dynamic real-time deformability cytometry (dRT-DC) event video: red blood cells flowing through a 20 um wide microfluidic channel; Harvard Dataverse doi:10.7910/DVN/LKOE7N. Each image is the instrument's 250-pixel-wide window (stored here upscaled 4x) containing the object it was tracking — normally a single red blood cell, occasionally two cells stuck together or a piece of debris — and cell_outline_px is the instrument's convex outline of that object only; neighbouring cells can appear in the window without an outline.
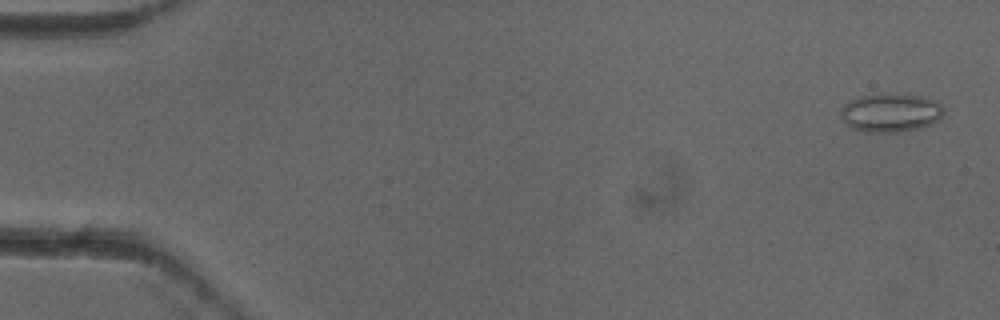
{"species": "common noctule bat (a hibernating species)", "species_latin": "Nyctalus noctula", "temperature_condition": "cold", "stored_images_in_passage": 5, "camera_frame_rate_fps": 3000, "um_per_image_px": 0.085, "animal": {"sex": "female"}, "frame": {"image": 1, "passage_image": 1, "time_ms": 0.0, "image_size_px": [1000, 320], "cell_outline_px": [[944, 112], [940, 120], [920, 128], [896, 132], [864, 132], [852, 128], [844, 120], [840, 112], [840, 108], [848, 100], [860, 96], [892, 92], [924, 96], [936, 100], [944, 108]], "centroid_in_image_um": [75.73, 9.55], "position_along_channel_um": 9.3, "area_um2": 23.64}}
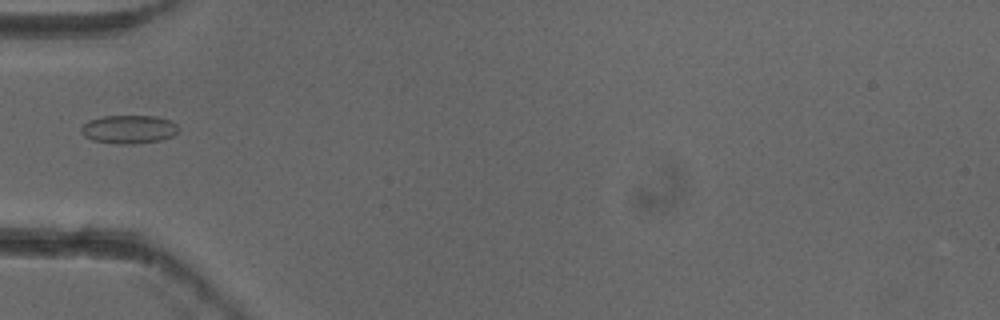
{"frame": {"image": 2, "passage_image": 5, "time_ms": 1.333, "image_size_px": [1000, 320], "cell_outline_px": [[180, 128], [172, 136], [160, 140], [132, 144], [120, 144], [92, 140], [84, 136], [80, 132], [80, 128], [88, 120], [104, 116], [156, 116], [168, 120], [176, 124]], "centroid_in_image_um": [10.92, 10.99], "position_along_channel_um": 74.1, "area_um2": 16.07}}